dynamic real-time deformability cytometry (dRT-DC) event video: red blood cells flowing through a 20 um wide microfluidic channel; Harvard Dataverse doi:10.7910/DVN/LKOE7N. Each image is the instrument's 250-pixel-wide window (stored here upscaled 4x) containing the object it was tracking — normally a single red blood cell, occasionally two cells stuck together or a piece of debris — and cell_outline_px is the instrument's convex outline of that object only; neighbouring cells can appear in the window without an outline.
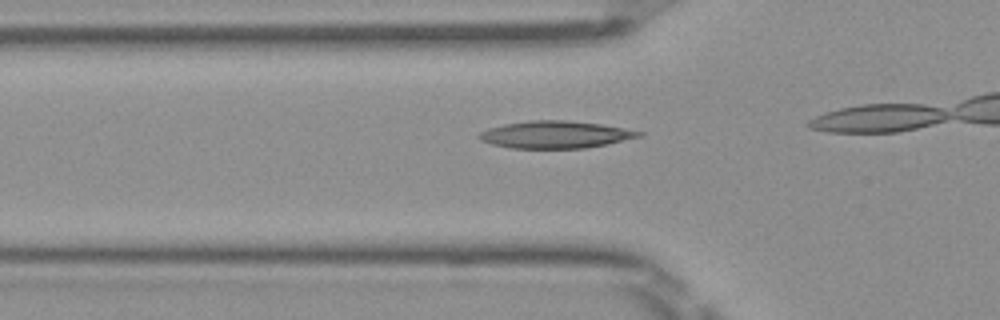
{"species": "Egyptian fruit bat (a non-hibernating species)", "species_latin": "Rousettus aegyptiacus", "temperature_condition": "room temperature", "stored_images_in_passage": 17, "camera_frame_rate_fps": 3000, "um_per_image_px": 0.085, "frame": {"image": 1, "passage_image": 12, "time_ms": 3.667, "image_size_px": [1000, 320], "cell_outline_px": [[644, 136], [608, 144], [584, 148], [512, 148], [492, 144], [480, 140], [476, 136], [480, 132], [488, 128], [504, 124], [532, 120], [564, 120], [600, 124], [644, 132]], "centroid_in_image_um": [47.21, 11.44], "position_along_channel_um": 78.6, "area_um2": 25.32}}
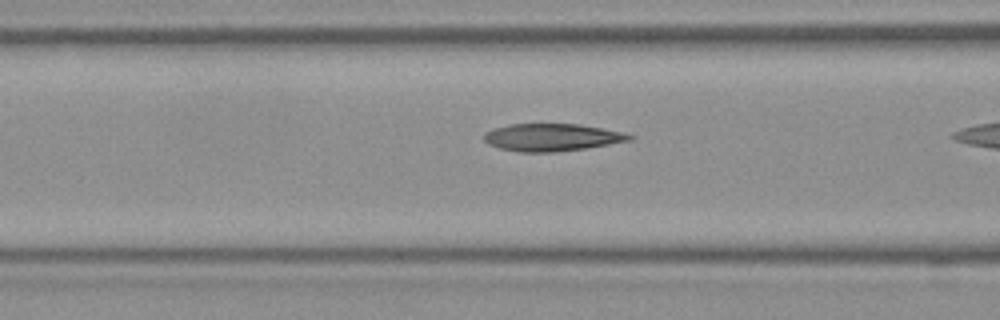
{"frame": {"image": 2, "passage_image": 15, "time_ms": 4.667, "image_size_px": [1000, 320], "cell_outline_px": [[636, 136], [632, 140], [588, 148], [556, 152], [520, 152], [500, 148], [488, 144], [484, 140], [484, 132], [492, 128], [508, 124], [580, 124], [620, 132]], "centroid_in_image_um": [46.88, 11.68], "position_along_channel_um": 119.7, "area_um2": 23.35}}